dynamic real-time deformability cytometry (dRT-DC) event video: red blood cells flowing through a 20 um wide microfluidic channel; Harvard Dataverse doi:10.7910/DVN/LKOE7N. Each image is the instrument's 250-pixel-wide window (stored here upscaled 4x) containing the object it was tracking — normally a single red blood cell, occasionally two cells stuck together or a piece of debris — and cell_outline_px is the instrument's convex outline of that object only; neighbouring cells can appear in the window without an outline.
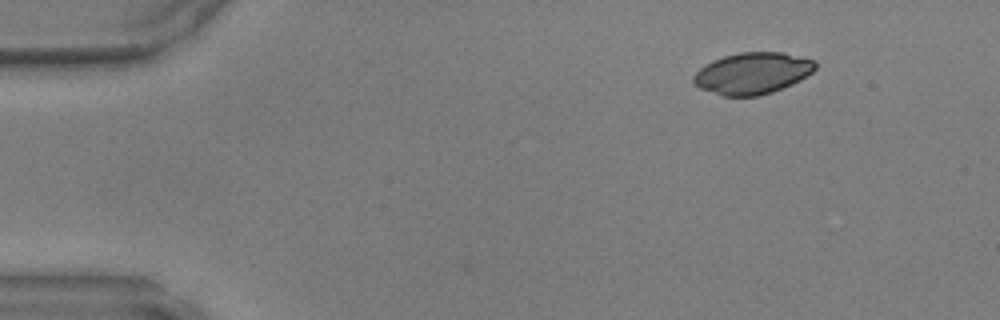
{"species": "common noctule bat (a hibernating species)", "species_latin": "Nyctalus noctula", "temperature_condition": "warm", "stored_images_in_passage": 2, "camera_frame_rate_fps": 3000, "um_per_image_px": 0.085, "animal": {"sex": "male", "body_mass_g": 17.9, "forearm_length_mm": 54.2}, "frame": {"image": 1, "passage_image": 2, "time_ms": 0.333, "image_size_px": [1000, 320], "cell_outline_px": [[816, 68], [812, 72], [800, 80], [792, 84], [772, 92], [756, 96], [720, 96], [700, 88], [692, 80], [692, 76], [704, 64], [712, 60], [724, 56], [740, 52], [784, 52], [812, 60], [816, 64]], "centroid_in_image_um": [63.93, 6.23], "position_along_channel_um": 21.1, "area_um2": 29.48}}